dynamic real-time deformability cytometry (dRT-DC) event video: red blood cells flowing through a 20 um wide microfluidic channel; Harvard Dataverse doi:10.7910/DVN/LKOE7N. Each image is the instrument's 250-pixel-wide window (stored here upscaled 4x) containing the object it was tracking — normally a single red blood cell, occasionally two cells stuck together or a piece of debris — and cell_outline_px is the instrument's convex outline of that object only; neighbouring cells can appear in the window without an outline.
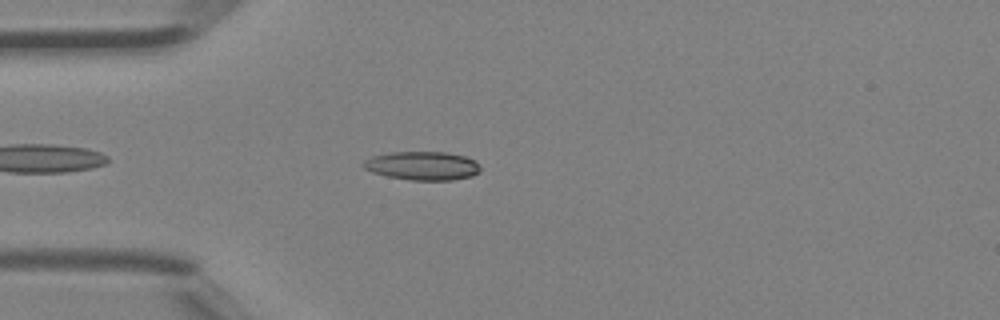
{"species": "Egyptian fruit bat (a non-hibernating species)", "species_latin": "Rousettus aegyptiacus", "temperature_condition": "room temperature", "stored_images_in_passage": 36, "camera_frame_rate_fps": 3000, "um_per_image_px": 0.085, "animal": {"sex": "female"}, "frame": {"image": 1, "passage_image": 5, "time_ms": 1.333, "image_size_px": [1000, 320], "cell_outline_px": [[480, 172], [472, 176], [452, 180], [408, 180], [388, 176], [372, 172], [364, 168], [360, 164], [364, 160], [372, 156], [392, 152], [448, 152], [464, 156], [476, 160], [480, 164]], "centroid_in_image_um": [35.92, 14.09], "position_along_channel_um": 49.1, "area_um2": 19.71}}
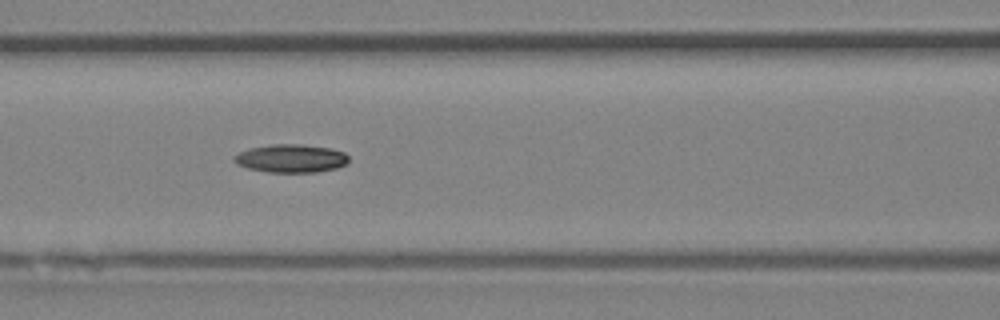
{"frame": {"image": 2, "passage_image": 12, "time_ms": 3.667, "image_size_px": [1000, 320], "cell_outline_px": [[348, 164], [336, 168], [316, 172], [268, 172], [248, 168], [236, 164], [232, 160], [232, 156], [248, 148], [272, 144], [300, 144], [332, 148], [344, 152], [348, 156]], "centroid_in_image_um": [24.72, 13.46], "position_along_channel_um": 141.9, "area_um2": 19.02}}
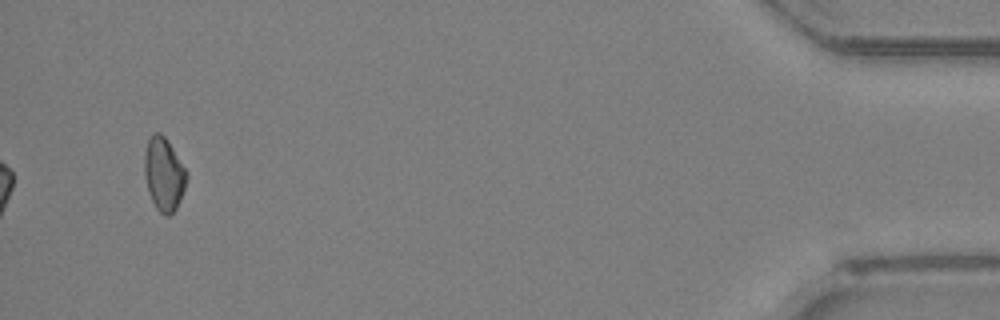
{"frame": {"image": 3, "passage_image": 36, "time_ms": 11.667, "image_size_px": [1000, 320], "cell_outline_px": [[188, 176], [184, 188], [176, 208], [168, 216], [164, 216], [156, 208], [148, 192], [144, 176], [144, 156], [148, 140], [152, 132], [160, 132], [168, 140], [188, 172]], "centroid_in_image_um": [13.92, 14.77], "position_along_channel_um": 421.3, "area_um2": 18.09}}